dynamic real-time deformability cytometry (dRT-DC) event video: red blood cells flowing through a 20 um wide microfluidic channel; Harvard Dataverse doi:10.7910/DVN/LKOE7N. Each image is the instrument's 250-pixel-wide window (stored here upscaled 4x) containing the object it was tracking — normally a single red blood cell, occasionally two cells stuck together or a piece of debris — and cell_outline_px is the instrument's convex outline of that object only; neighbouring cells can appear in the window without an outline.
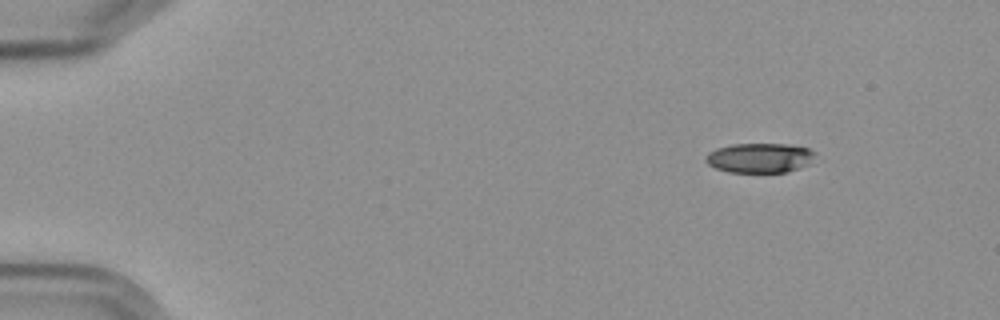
{"species": "Egyptian fruit bat (a non-hibernating species)", "species_latin": "Rousettus aegyptiacus", "temperature_condition": "cold", "stored_images_in_passage": 4, "camera_frame_rate_fps": 3000, "um_per_image_px": 0.085, "frame": {"image": 1, "passage_image": 1, "time_ms": 0.0, "image_size_px": [1000, 320], "cell_outline_px": [[812, 152], [808, 164], [800, 168], [788, 172], [728, 172], [716, 168], [708, 164], [704, 160], [708, 152], [716, 148], [732, 144], [788, 144], [808, 148]], "centroid_in_image_um": [64.5, 13.42], "position_along_channel_um": 20.5, "area_um2": 18.73}}
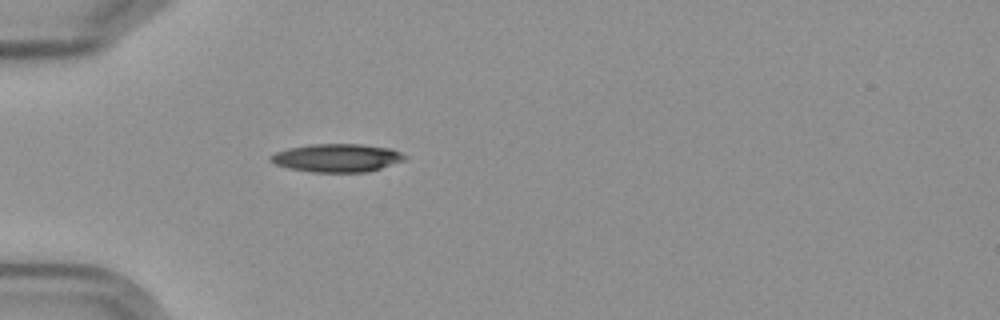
{"frame": {"image": 2, "passage_image": 4, "time_ms": 3.667, "image_size_px": [1000, 320], "cell_outline_px": [[408, 156], [404, 160], [368, 172], [312, 172], [288, 168], [276, 164], [268, 160], [268, 156], [276, 152], [288, 148], [312, 144], [360, 144], [392, 148]], "centroid_in_image_um": [28.63, 13.42], "position_along_channel_um": 56.4, "area_um2": 22.08}}